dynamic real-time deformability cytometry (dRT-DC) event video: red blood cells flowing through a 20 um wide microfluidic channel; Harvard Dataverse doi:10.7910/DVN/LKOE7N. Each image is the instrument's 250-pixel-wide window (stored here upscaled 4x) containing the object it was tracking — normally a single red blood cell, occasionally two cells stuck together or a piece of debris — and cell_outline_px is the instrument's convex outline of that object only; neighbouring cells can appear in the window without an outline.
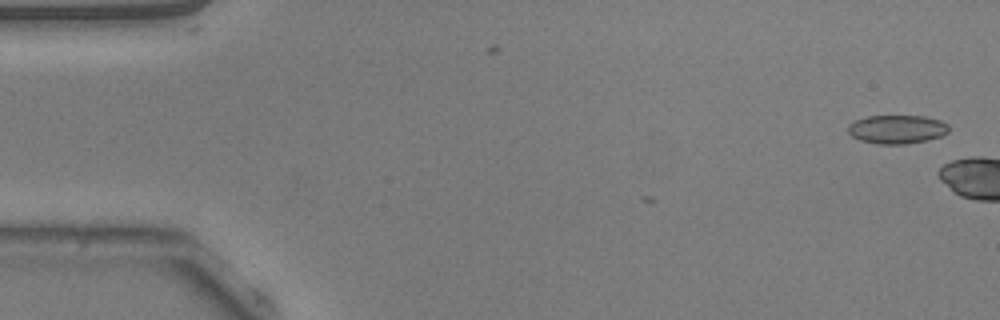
{"species": "common noctule bat (a hibernating species)", "species_latin": "Nyctalus noctula", "temperature_condition": "warm", "stored_images_in_passage": 2, "camera_frame_rate_fps": 3000, "um_per_image_px": 0.085, "animal": {"sex": "male", "body_mass_g": 20.5, "forearm_length_mm": 52.5}, "frame": {"image": 1, "passage_image": 2, "time_ms": 0.333, "image_size_px": [1000, 320], "cell_outline_px": [[948, 132], [940, 136], [928, 140], [904, 144], [876, 144], [860, 140], [852, 136], [848, 132], [848, 124], [856, 120], [868, 116], [924, 116], [940, 120], [948, 124]], "centroid_in_image_um": [76.23, 10.99], "position_along_channel_um": 8.8, "area_um2": 16.82}}